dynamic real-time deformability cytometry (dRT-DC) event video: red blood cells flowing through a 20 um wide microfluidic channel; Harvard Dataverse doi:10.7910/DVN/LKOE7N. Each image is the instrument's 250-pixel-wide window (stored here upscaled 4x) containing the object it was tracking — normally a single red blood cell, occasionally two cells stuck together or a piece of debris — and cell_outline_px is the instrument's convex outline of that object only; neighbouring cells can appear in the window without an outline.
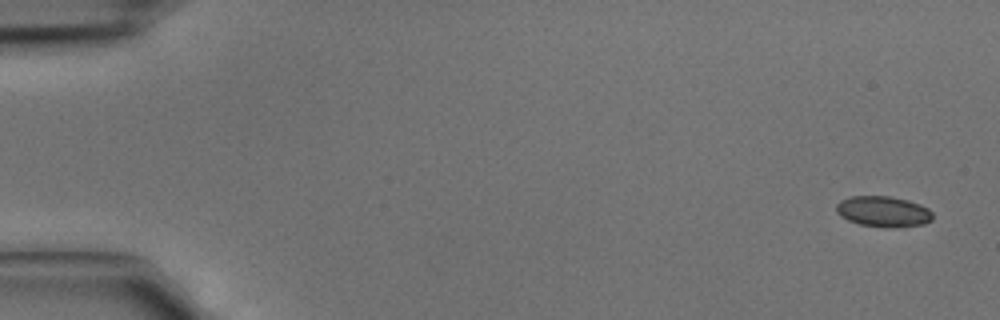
{"species": "common noctule bat (a hibernating species)", "species_latin": "Nyctalus noctula", "temperature_condition": "cold", "stored_images_in_passage": 4, "camera_frame_rate_fps": 3000, "um_per_image_px": 0.085, "animal": {"sex": "male", "body_mass_g": 15.6}, "frame": {"image": 1, "passage_image": 1, "time_ms": 0.0, "image_size_px": [1000, 320], "cell_outline_px": [[932, 220], [924, 224], [892, 228], [884, 228], [860, 224], [848, 220], [840, 216], [836, 212], [836, 204], [840, 200], [848, 196], [888, 196], [908, 200], [920, 204], [928, 208], [932, 212]], "centroid_in_image_um": [75.06, 17.98], "position_along_channel_um": 9.9, "area_um2": 17.46}}
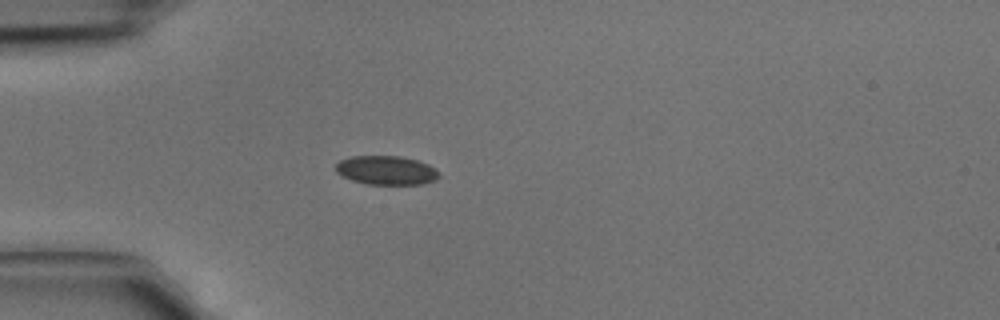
{"frame": {"image": 2, "passage_image": 4, "time_ms": 1.0, "image_size_px": [1000, 320], "cell_outline_px": [[440, 176], [436, 180], [424, 184], [368, 184], [352, 180], [336, 172], [336, 164], [340, 160], [352, 156], [400, 156], [416, 160], [428, 164], [436, 168]], "centroid_in_image_um": [32.87, 14.47], "position_along_channel_um": 52.1, "area_um2": 17.4}}